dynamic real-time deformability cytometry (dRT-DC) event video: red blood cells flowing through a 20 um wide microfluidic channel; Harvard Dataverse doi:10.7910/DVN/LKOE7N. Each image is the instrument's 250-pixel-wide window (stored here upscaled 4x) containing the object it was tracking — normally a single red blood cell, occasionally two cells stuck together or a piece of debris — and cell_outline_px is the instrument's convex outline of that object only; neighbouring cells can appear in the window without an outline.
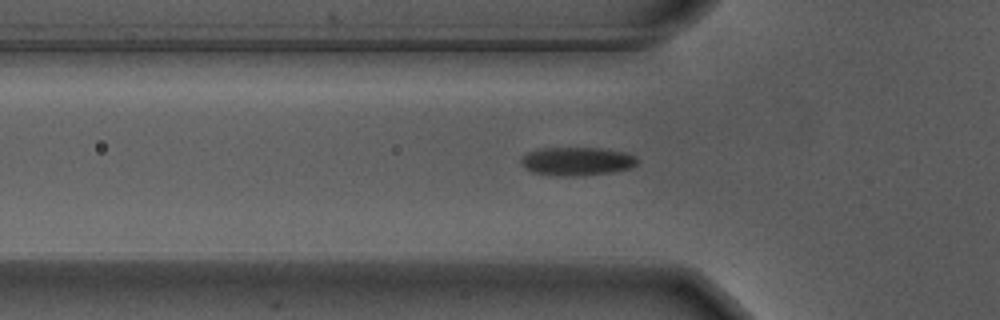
{"species": "Egyptian fruit bat (a non-hibernating species)", "species_latin": "Rousettus aegyptiacus", "temperature_condition": "warm", "stored_images_in_passage": 54, "camera_frame_rate_fps": 3000, "um_per_image_px": 0.085, "animal": {"sex": "male"}, "frame": {"image": 1, "passage_image": 15, "time_ms": 4.667, "image_size_px": [1000, 320], "cell_outline_px": [[640, 160], [632, 168], [612, 172], [576, 176], [564, 176], [532, 172], [524, 168], [520, 164], [520, 160], [528, 152], [540, 148], [600, 148], [628, 152], [636, 156]], "centroid_in_image_um": [49.08, 13.7], "position_along_channel_um": 76.7, "area_um2": 19.42}}
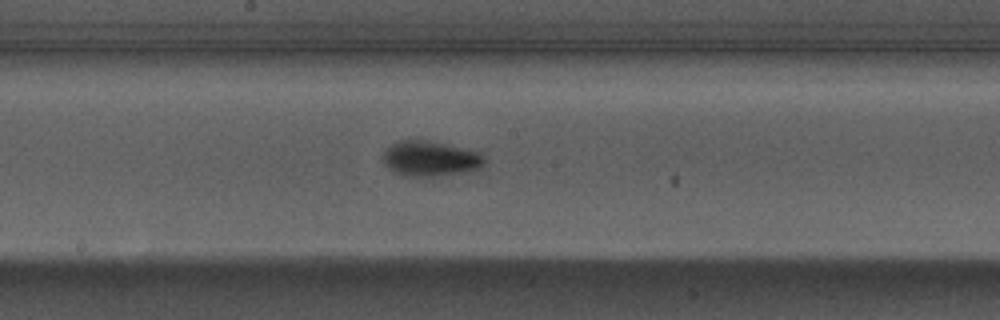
{"frame": {"image": 2, "passage_image": 26, "time_ms": 8.333, "image_size_px": [1000, 320], "cell_outline_px": [[484, 164], [480, 168], [468, 172], [432, 176], [404, 176], [392, 172], [384, 164], [384, 152], [392, 144], [400, 140], [428, 140], [480, 152], [484, 156]], "centroid_in_image_um": [36.58, 13.49], "position_along_channel_um": 211.6, "area_um2": 20.81}}
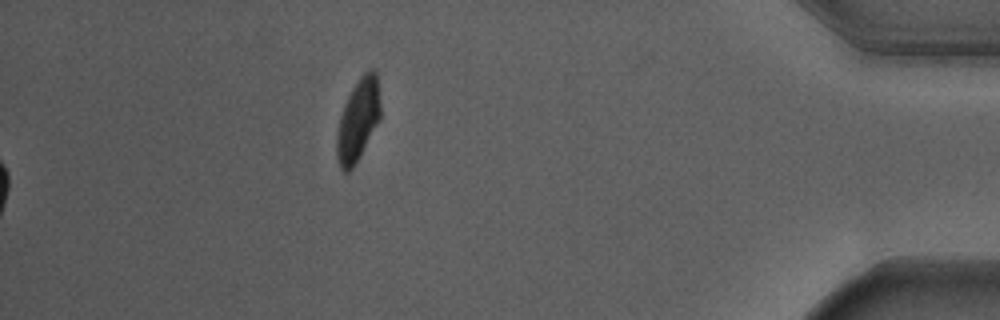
{"frame": {"image": 3, "passage_image": 54, "time_ms": 17.667, "image_size_px": [1000, 320], "cell_outline_px": [[380, 120], [352, 168], [348, 172], [344, 172], [340, 168], [336, 160], [336, 132], [340, 116], [344, 104], [352, 88], [360, 76], [368, 68], [372, 68], [376, 72], [380, 104]], "centroid_in_image_um": [30.41, 10.19], "position_along_channel_um": 404.8, "area_um2": 20.92}, "authors_computed_cell_mechanics": {"area_um2": 19.3919, "velocity_mm_per_s": 3.671, "shape_relaxation_time_tau1_ms": 3.0389, "shape_relaxation_time_tau2_ms": 0.6897, "deformation_change_tau1": 0.1526, "deformation_change_tau2": 0.0452}}